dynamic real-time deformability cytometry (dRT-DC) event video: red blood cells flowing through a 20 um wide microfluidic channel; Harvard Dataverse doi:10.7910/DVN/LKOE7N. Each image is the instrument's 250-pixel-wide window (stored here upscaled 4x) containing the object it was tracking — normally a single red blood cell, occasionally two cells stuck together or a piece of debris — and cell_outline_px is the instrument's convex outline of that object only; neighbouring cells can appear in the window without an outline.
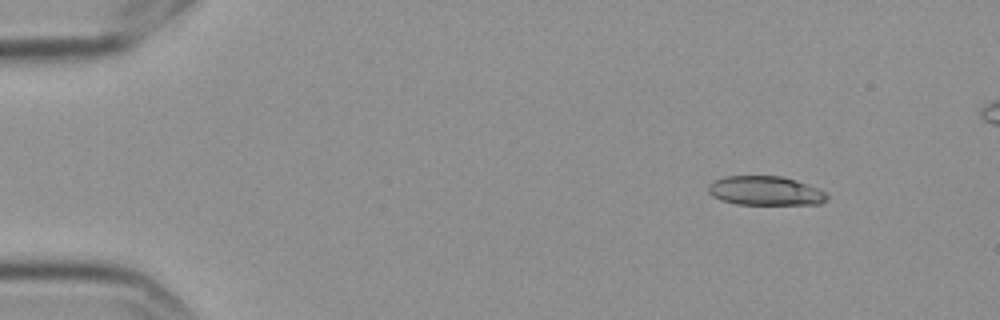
{"species": "Egyptian fruit bat (a non-hibernating species)", "species_latin": "Rousettus aegyptiacus", "temperature_condition": "cold", "stored_images_in_passage": 5, "camera_frame_rate_fps": 3000, "um_per_image_px": 0.085, "frame": {"image": 1, "passage_image": 1, "time_ms": 0.0, "image_size_px": [1000, 320], "cell_outline_px": [[828, 200], [820, 204], [736, 204], [720, 200], [712, 196], [708, 192], [708, 184], [712, 180], [724, 176], [780, 176], [796, 180], [816, 188], [824, 192], [828, 196]], "centroid_in_image_um": [65.0, 16.22], "position_along_channel_um": 20.0, "area_um2": 20.23}}